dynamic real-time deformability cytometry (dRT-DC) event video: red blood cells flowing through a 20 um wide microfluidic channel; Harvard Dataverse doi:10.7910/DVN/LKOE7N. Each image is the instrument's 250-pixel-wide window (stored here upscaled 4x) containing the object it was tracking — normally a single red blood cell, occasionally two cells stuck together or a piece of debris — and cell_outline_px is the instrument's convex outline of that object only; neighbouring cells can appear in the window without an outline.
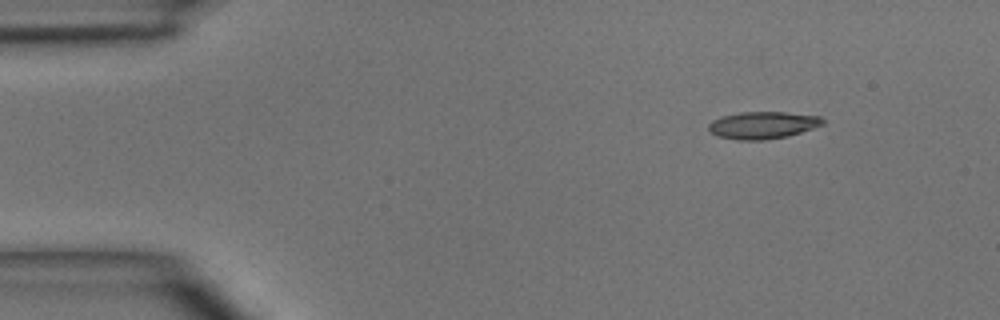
{"species": "common noctule bat (a hibernating species)", "species_latin": "Nyctalus noctula", "temperature_condition": "room temperature", "stored_images_in_passage": 4, "camera_frame_rate_fps": 3000, "um_per_image_px": 0.085, "animal": {"sex": "male", "body_mass_g": 15.6}, "frame": {"image": 1, "passage_image": 2, "time_ms": 1.333, "image_size_px": [1000, 320], "cell_outline_px": [[824, 124], [788, 136], [764, 140], [736, 140], [716, 136], [708, 128], [708, 124], [712, 120], [720, 116], [740, 112], [784, 112], [820, 116], [824, 120]], "centroid_in_image_um": [64.8, 10.64], "position_along_channel_um": 20.2, "area_um2": 18.15}}
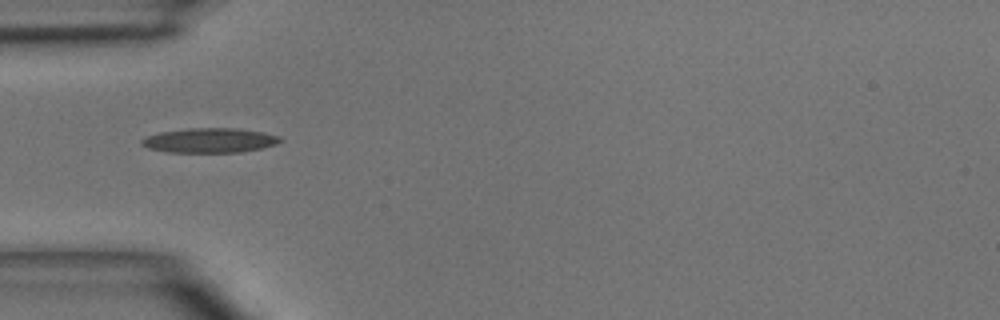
{"frame": {"image": 2, "passage_image": 4, "time_ms": 4.333, "image_size_px": [1000, 320], "cell_outline_px": [[284, 140], [276, 144], [264, 148], [240, 152], [168, 152], [148, 148], [140, 144], [140, 140], [148, 136], [160, 132], [188, 128], [236, 128], [260, 132], [280, 136]], "centroid_in_image_um": [17.84, 11.93], "position_along_channel_um": 67.2, "area_um2": 19.88}}